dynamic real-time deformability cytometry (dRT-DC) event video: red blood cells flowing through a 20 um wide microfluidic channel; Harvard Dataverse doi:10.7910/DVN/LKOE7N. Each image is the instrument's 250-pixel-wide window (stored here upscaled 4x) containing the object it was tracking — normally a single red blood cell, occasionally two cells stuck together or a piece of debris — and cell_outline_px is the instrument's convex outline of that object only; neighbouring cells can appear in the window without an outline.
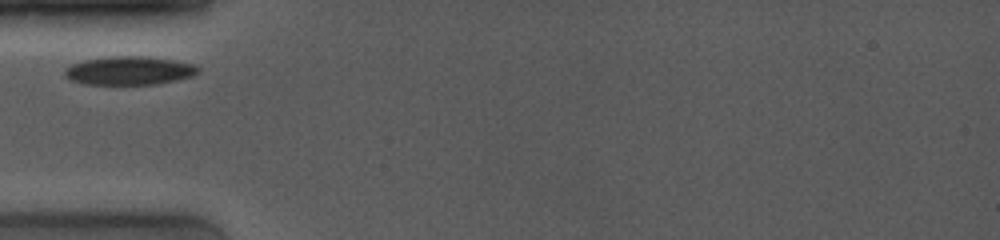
{"species": "common noctule bat (a hibernating species)", "species_latin": "Nyctalus noctula", "temperature_condition": "room temperature", "stored_images_in_passage": 10, "camera_frame_rate_fps": 4000, "um_per_image_px": 0.085, "animal": {"sex": "female", "body_mass_g": 19.0, "forearm_length_mm": 53.3}, "frame": {"image": 1, "passage_image": 1, "time_ms": 0.0, "image_size_px": [1000, 240], "cell_outline_px": [[200, 72], [192, 76], [176, 80], [156, 84], [88, 84], [72, 80], [64, 76], [64, 68], [72, 64], [84, 60], [108, 56], [144, 56], [172, 60], [192, 64], [200, 68]], "centroid_in_image_um": [10.97, 6.0], "position_along_channel_um": 74.0, "area_um2": 22.08}}
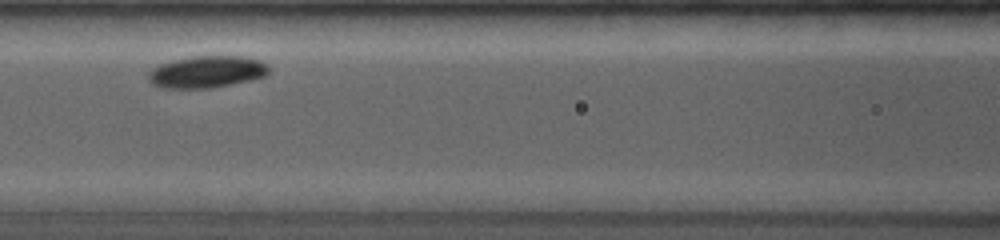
{"frame": {"image": 2, "passage_image": 6, "time_ms": 2.0, "image_size_px": [1000, 240], "cell_outline_px": [[268, 72], [264, 76], [248, 80], [208, 88], [164, 88], [152, 84], [148, 80], [148, 72], [160, 64], [172, 60], [196, 56], [244, 56], [260, 60], [268, 64]], "centroid_in_image_um": [17.55, 6.09], "position_along_channel_um": 149.0, "area_um2": 22.2}}
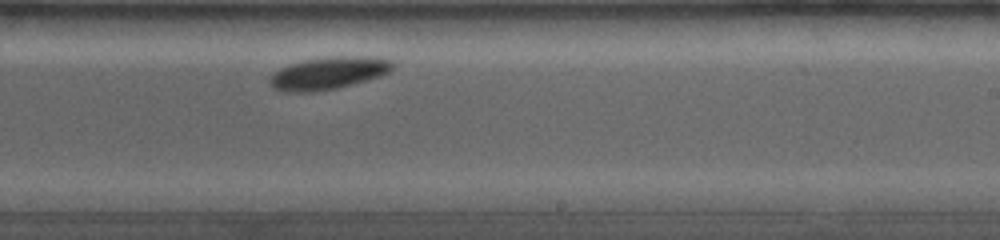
{"frame": {"image": 3, "passage_image": 10, "time_ms": 5.0, "image_size_px": [1000, 240], "cell_outline_px": [[396, 64], [388, 72], [380, 76], [352, 84], [336, 88], [312, 92], [284, 92], [272, 88], [268, 80], [280, 68], [304, 60], [332, 56], [360, 56], [392, 60]], "centroid_in_image_um": [27.91, 6.22], "position_along_channel_um": 261.1, "area_um2": 23.0}}